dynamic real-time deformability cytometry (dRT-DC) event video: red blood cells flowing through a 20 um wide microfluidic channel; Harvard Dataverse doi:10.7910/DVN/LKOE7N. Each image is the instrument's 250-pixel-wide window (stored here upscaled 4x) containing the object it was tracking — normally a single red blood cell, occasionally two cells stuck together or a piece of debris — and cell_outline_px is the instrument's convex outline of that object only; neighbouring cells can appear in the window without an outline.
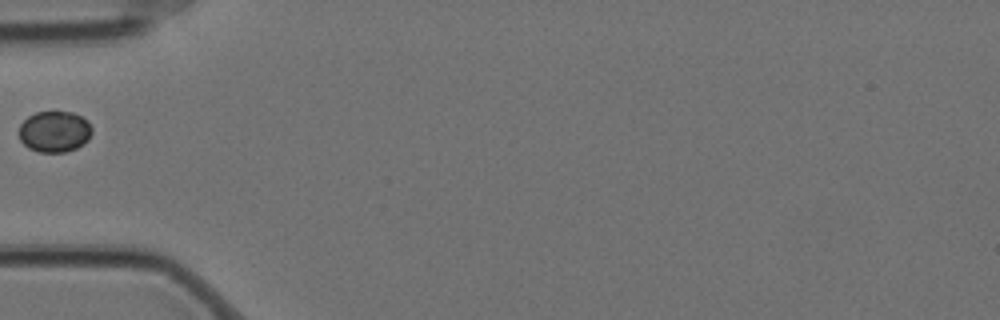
{"species": "Egyptian fruit bat (a non-hibernating species)", "species_latin": "Rousettus aegyptiacus", "temperature_condition": "cold", "stored_images_in_passage": 6, "camera_frame_rate_fps": 3000, "um_per_image_px": 0.085, "animal": {"sex": "female"}, "frame": {"image": 1, "passage_image": 6, "time_ms": 1.667, "image_size_px": [1000, 320], "cell_outline_px": [[92, 132], [88, 140], [84, 144], [76, 148], [64, 152], [40, 152], [28, 148], [20, 140], [20, 124], [28, 116], [36, 112], [72, 112], [88, 120], [92, 128]], "centroid_in_image_um": [4.65, 11.19], "position_along_channel_um": 80.3, "area_um2": 17.51}}